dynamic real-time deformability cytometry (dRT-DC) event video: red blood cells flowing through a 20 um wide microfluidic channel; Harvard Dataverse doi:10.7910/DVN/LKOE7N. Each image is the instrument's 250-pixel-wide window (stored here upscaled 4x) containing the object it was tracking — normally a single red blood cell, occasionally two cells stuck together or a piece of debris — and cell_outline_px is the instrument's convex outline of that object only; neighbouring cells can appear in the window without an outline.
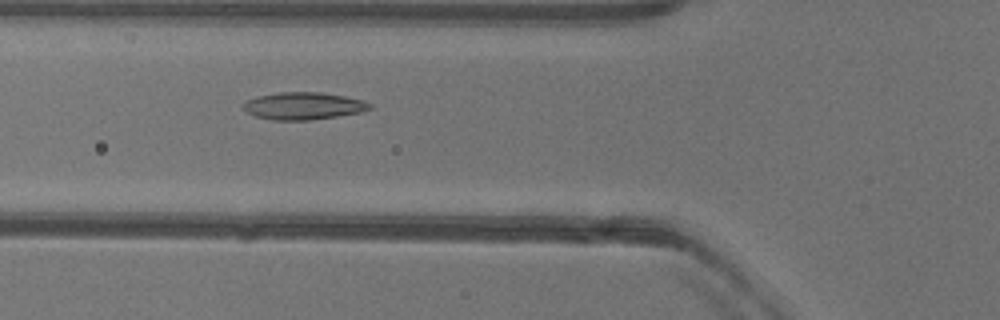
{"species": "common noctule bat (a hibernating species)", "species_latin": "Nyctalus noctula", "temperature_condition": "warm", "stored_images_in_passage": 52, "camera_frame_rate_fps": 3000, "um_per_image_px": 0.085, "animal": {"sex": "female"}, "frame": {"image": 1, "passage_image": 19, "time_ms": 6.0, "image_size_px": [1000, 320], "cell_outline_px": [[372, 108], [360, 112], [336, 116], [308, 120], [272, 120], [256, 116], [240, 108], [240, 104], [256, 96], [280, 92], [320, 92], [344, 96], [364, 100], [372, 104]], "centroid_in_image_um": [25.76, 8.99], "position_along_channel_um": 100.0, "area_um2": 20.17}}
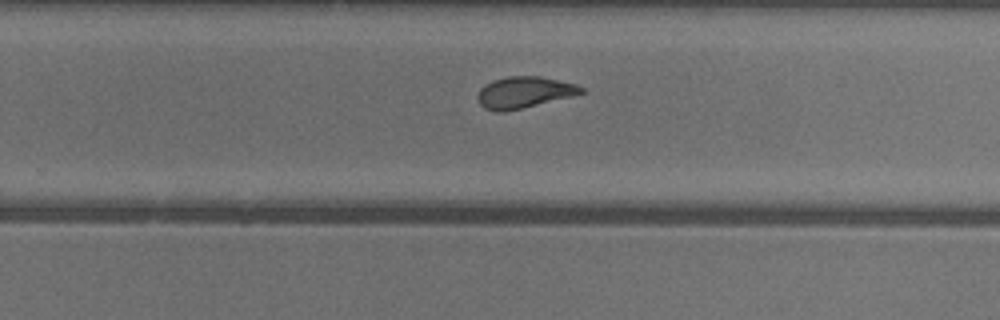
{"frame": {"image": 2, "passage_image": 33, "time_ms": 10.667, "image_size_px": [1000, 320], "cell_outline_px": [[584, 92], [572, 96], [504, 112], [496, 112], [484, 108], [480, 104], [476, 96], [480, 88], [484, 84], [492, 80], [508, 76], [540, 76], [576, 84], [584, 88]], "centroid_in_image_um": [44.5, 7.84], "position_along_channel_um": 285.3, "area_um2": 18.96}}
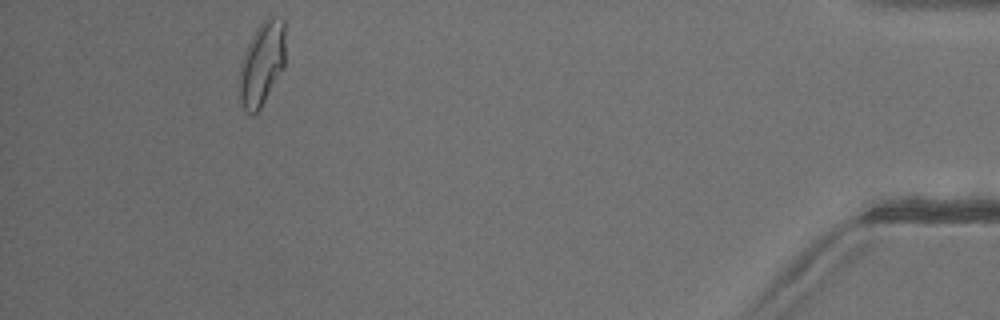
{"frame": {"image": 3, "passage_image": 48, "time_ms": 15.667, "image_size_px": [1000, 320], "cell_outline_px": [[284, 68], [260, 108], [252, 116], [244, 108], [240, 100], [240, 60], [256, 28], [264, 20], [272, 16], [284, 20]], "centroid_in_image_um": [22.26, 5.4], "position_along_channel_um": 412.9, "area_um2": 22.14}, "authors_computed_cell_mechanics": {"area_um2": 20.4323, "velocity_mm_per_s": 3.9719, "shape_relaxation_time_tau1_ms": 6.4485, "shape_relaxation_time_tau2_ms": 1.6575, "deformation_change_tau1": 0.1767, "deformation_change_tau2": 0.0877}}